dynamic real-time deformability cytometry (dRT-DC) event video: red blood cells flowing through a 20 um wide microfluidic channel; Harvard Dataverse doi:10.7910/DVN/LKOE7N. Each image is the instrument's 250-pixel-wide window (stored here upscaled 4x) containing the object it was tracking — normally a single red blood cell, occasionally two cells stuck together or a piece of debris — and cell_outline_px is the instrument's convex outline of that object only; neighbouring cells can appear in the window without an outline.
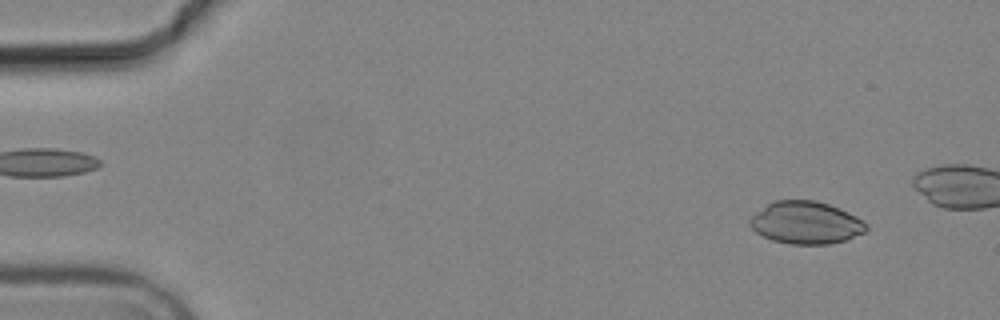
{"species": "common noctule bat (a hibernating species)", "species_latin": "Nyctalus noctula", "temperature_condition": "cold", "stored_images_in_passage": 5, "camera_frame_rate_fps": 3000, "um_per_image_px": 0.085, "animal": {"sex": "male", "body_mass_g": 19.2, "forearm_length_mm": 51.8}, "frame": {"image": 1, "passage_image": 1, "time_ms": 0.0, "image_size_px": [1000, 320], "cell_outline_px": [[868, 228], [864, 232], [848, 240], [828, 244], [792, 244], [772, 240], [756, 232], [748, 224], [748, 220], [756, 212], [768, 204], [776, 200], [816, 200], [840, 208], [856, 216], [868, 224]], "centroid_in_image_um": [68.52, 18.93], "position_along_channel_um": 16.5, "area_um2": 28.84}}